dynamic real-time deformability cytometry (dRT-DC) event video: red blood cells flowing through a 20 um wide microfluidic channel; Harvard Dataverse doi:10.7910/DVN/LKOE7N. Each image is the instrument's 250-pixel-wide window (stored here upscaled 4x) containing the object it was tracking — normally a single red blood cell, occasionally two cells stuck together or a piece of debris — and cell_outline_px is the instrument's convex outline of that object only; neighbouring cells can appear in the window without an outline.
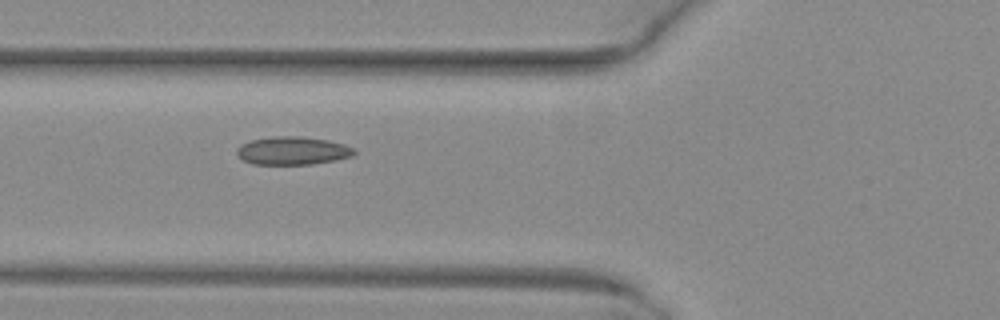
{"species": "common noctule bat (a hibernating species)", "species_latin": "Nyctalus noctula", "temperature_condition": "warm", "stored_images_in_passage": 8, "camera_frame_rate_fps": 3000, "um_per_image_px": 0.085, "animal": {"sex": "female", "body_mass_g": 29.2, "forearm_length_mm": 56.3}, "frame": {"image": 1, "passage_image": 6, "time_ms": 1.667, "image_size_px": [1000, 320], "cell_outline_px": [[356, 152], [352, 156], [336, 160], [312, 164], [252, 164], [236, 156], [236, 148], [240, 144], [252, 140], [272, 136], [300, 136], [328, 140], [344, 144], [356, 148]], "centroid_in_image_um": [24.87, 12.8], "position_along_channel_um": 100.9, "area_um2": 19.42}}
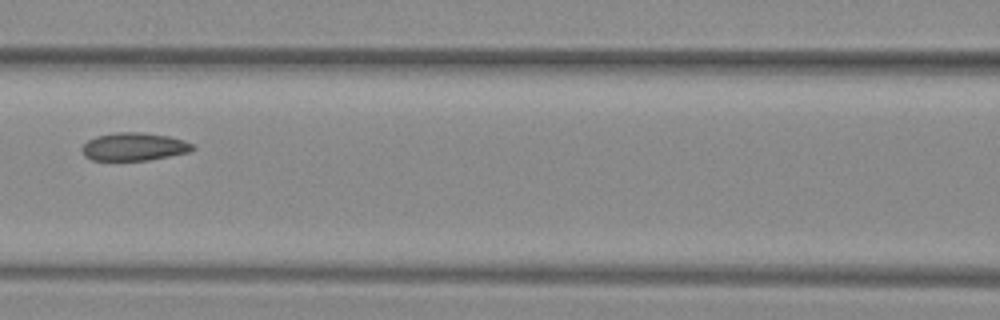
{"frame": {"image": 2, "passage_image": 7, "time_ms": 2.0, "image_size_px": [1000, 320], "cell_outline_px": [[196, 148], [188, 152], [148, 160], [92, 160], [84, 156], [80, 148], [88, 140], [96, 136], [116, 132], [140, 132], [168, 136], [184, 140], [192, 144]], "centroid_in_image_um": [11.36, 12.46], "position_along_channel_um": 155.2, "area_um2": 17.98}}
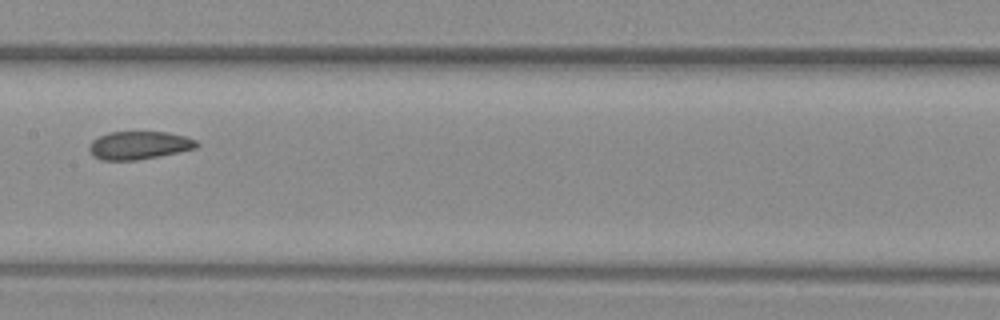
{"frame": {"image": 3, "passage_image": 8, "time_ms": 2.333, "image_size_px": [1000, 320], "cell_outline_px": [[200, 144], [196, 148], [136, 160], [100, 160], [92, 156], [88, 148], [92, 140], [108, 132], [168, 132], [184, 136], [196, 140]], "centroid_in_image_um": [11.78, 12.34], "position_along_channel_um": 195.6, "area_um2": 17.46}}